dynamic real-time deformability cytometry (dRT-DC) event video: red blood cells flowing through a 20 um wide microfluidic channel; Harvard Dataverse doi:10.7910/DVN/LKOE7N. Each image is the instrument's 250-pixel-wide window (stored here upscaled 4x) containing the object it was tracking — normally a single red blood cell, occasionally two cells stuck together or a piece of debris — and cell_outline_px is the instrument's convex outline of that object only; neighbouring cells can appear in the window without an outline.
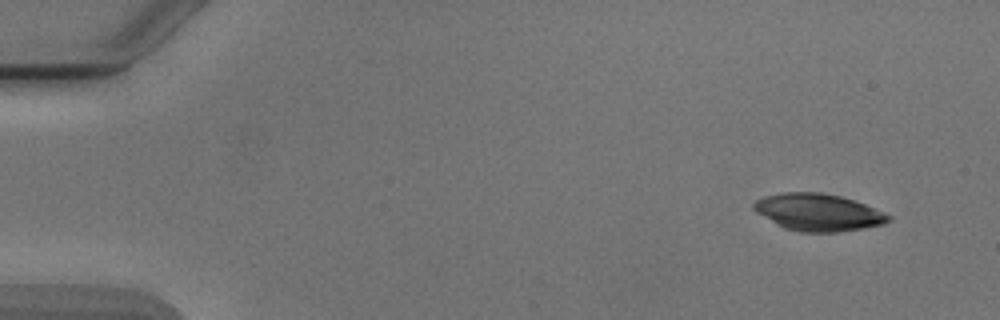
{"species": "Egyptian fruit bat (a non-hibernating species)", "species_latin": "Rousettus aegyptiacus", "temperature_condition": "cold", "stored_images_in_passage": 3, "camera_frame_rate_fps": 3000, "um_per_image_px": 0.085, "animal": {"sex": "male"}, "frame": {"image": 1, "passage_image": 1, "time_ms": 0.0, "image_size_px": [1000, 320], "cell_outline_px": [[892, 220], [884, 224], [864, 228], [840, 232], [800, 232], [784, 228], [776, 224], [756, 212], [752, 208], [752, 204], [756, 200], [764, 196], [784, 192], [820, 192], [840, 196], [864, 204], [884, 212], [892, 216]], "centroid_in_image_um": [69.54, 18.05], "position_along_channel_um": 15.5, "area_um2": 29.25}}
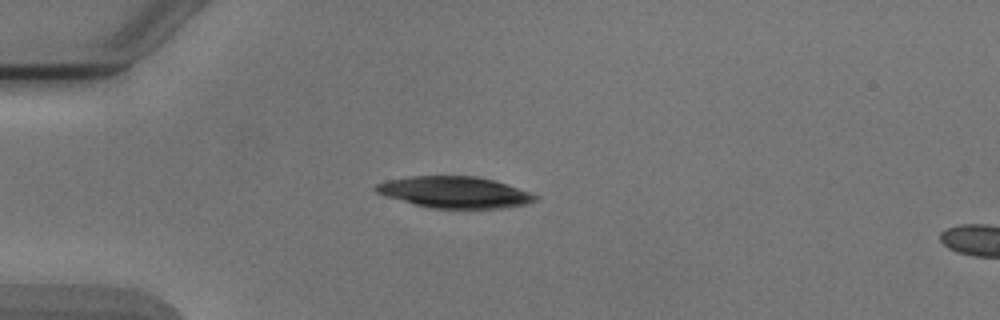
{"frame": {"image": 2, "passage_image": 3, "time_ms": 3.333, "image_size_px": [1000, 320], "cell_outline_px": [[540, 196], [536, 200], [524, 204], [504, 208], [432, 208], [416, 204], [388, 196], [376, 192], [372, 188], [376, 184], [388, 180], [412, 176], [476, 176], [492, 180]], "centroid_in_image_um": [38.63, 16.34], "position_along_channel_um": 46.4, "area_um2": 28.61}}